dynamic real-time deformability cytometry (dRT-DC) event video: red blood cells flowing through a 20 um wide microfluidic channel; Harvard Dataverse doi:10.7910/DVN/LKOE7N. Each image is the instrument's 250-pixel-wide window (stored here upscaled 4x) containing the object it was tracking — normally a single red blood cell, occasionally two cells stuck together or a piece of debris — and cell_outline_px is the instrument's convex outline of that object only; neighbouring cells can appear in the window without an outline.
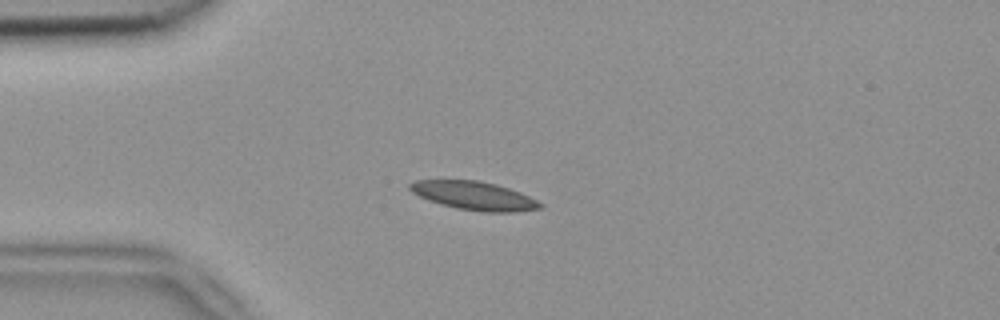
{"species": "common noctule bat (a hibernating species)", "species_latin": "Nyctalus noctula", "temperature_condition": "room temperature", "stored_images_in_passage": 1, "camera_frame_rate_fps": 3000, "um_per_image_px": 0.085, "animal": {"sex": "female", "body_mass_g": 18.4}, "frame": {"image": 1, "passage_image": 1, "time_ms": 0.0, "image_size_px": [1000, 320], "cell_outline_px": [[544, 208], [516, 212], [484, 212], [456, 208], [440, 204], [428, 200], [412, 192], [408, 188], [408, 184], [416, 180], [476, 180], [496, 184], [520, 192], [544, 204]], "centroid_in_image_um": [40.31, 16.64], "position_along_channel_um": 44.7, "area_um2": 21.68}}